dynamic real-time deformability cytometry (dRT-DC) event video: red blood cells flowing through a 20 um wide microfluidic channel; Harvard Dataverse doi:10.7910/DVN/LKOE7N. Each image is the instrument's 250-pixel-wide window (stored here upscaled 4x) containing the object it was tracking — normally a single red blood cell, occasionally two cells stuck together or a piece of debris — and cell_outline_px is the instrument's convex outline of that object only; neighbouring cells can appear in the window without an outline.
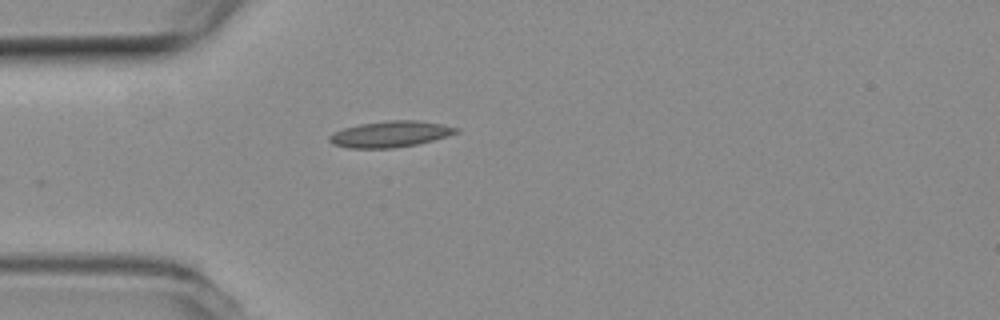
{"species": "common noctule bat (a hibernating species)", "species_latin": "Nyctalus noctula", "temperature_condition": "room temperature", "stored_images_in_passage": 20, "camera_frame_rate_fps": 3000, "um_per_image_px": 0.085, "animal": {"sex": "female", "body_mass_g": 19.3, "forearm_length_mm": 54.1}, "frame": {"image": 1, "passage_image": 1, "time_ms": 0.0, "image_size_px": [1000, 320], "cell_outline_px": [[460, 132], [448, 136], [416, 144], [392, 148], [348, 148], [332, 144], [328, 140], [328, 136], [332, 132], [344, 128], [360, 124], [388, 120], [416, 120], [440, 124], [460, 128]], "centroid_in_image_um": [33.15, 11.4], "position_along_channel_um": 51.8, "area_um2": 19.31}}
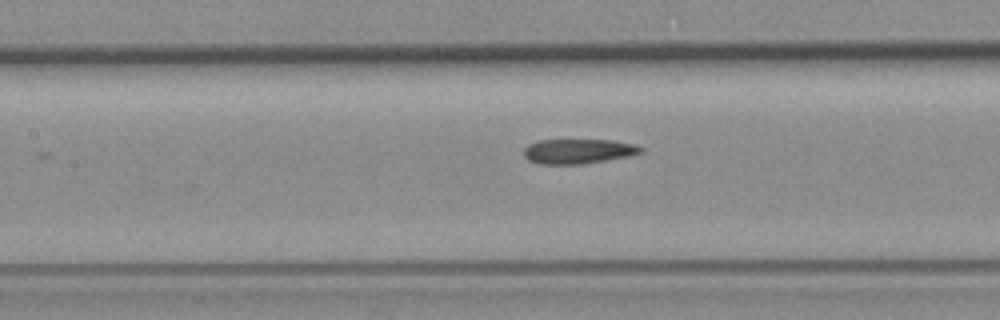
{"frame": {"image": 2, "passage_image": 10, "time_ms": 3.0, "image_size_px": [1000, 320], "cell_outline_px": [[644, 152], [628, 156], [580, 164], [540, 164], [528, 160], [524, 156], [524, 148], [528, 144], [536, 140], [612, 140], [636, 144], [644, 148]], "centroid_in_image_um": [49.14, 12.85], "position_along_channel_um": 158.3, "area_um2": 16.94}}
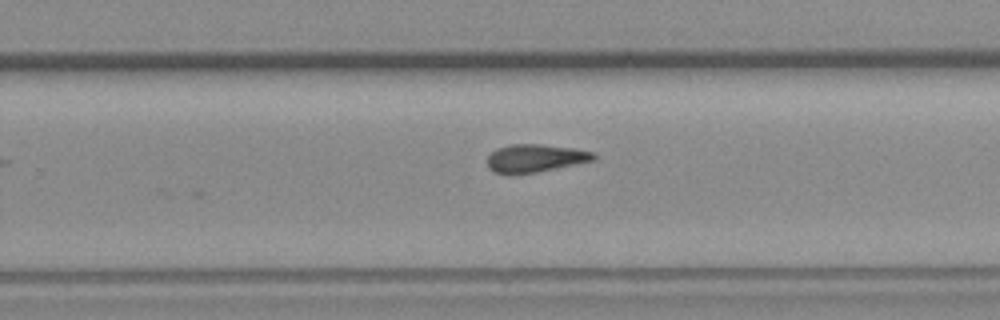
{"frame": {"image": 3, "passage_image": 20, "time_ms": 6.333, "image_size_px": [1000, 320], "cell_outline_px": [[596, 156], [592, 160], [536, 172], [512, 176], [508, 176], [496, 172], [488, 168], [488, 156], [496, 148], [508, 144], [540, 144], [572, 148], [596, 152]], "centroid_in_image_um": [45.42, 13.46], "position_along_channel_um": 284.4, "area_um2": 17.4}}